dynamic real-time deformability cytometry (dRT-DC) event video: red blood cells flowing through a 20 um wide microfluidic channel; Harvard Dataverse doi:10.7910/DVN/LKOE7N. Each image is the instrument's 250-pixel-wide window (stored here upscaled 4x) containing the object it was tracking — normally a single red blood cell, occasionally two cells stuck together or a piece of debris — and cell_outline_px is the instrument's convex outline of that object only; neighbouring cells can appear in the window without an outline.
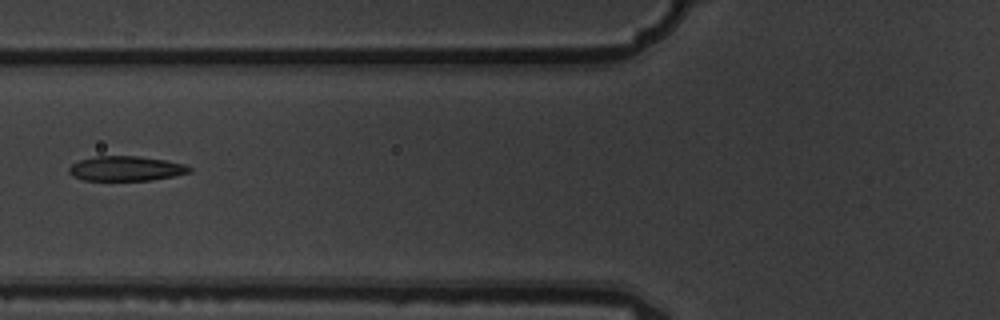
{"species": "common noctule bat (a hibernating species)", "species_latin": "Nyctalus noctula", "temperature_condition": "warm", "stored_images_in_passage": 8, "camera_frame_rate_fps": 3000, "um_per_image_px": 0.085, "animal": {"sex": "male", "body_mass_g": 19.5, "forearm_length_mm": 54.6}, "frame": {"image": 1, "passage_image": 5, "time_ms": 1.333, "image_size_px": [1000, 320], "cell_outline_px": [[192, 172], [176, 176], [152, 180], [84, 180], [72, 176], [68, 172], [68, 168], [72, 164], [80, 160], [96, 156], [140, 156], [164, 160], [184, 164], [192, 168]], "centroid_in_image_um": [10.73, 14.33], "position_along_channel_um": 115.1, "area_um2": 17.46}}
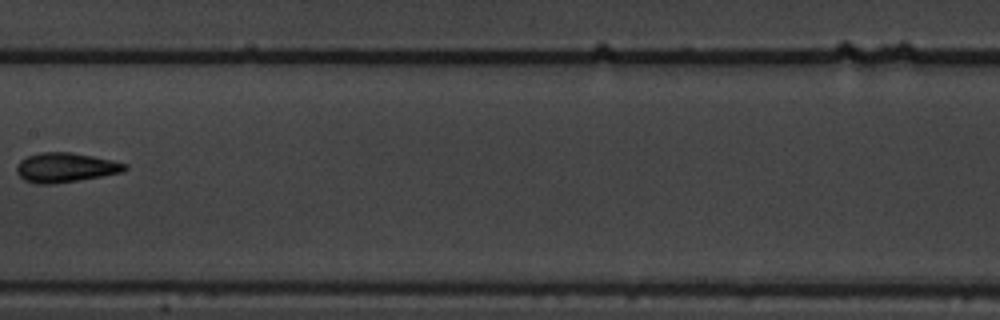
{"frame": {"image": 2, "passage_image": 7, "time_ms": 2.0, "image_size_px": [1000, 320], "cell_outline_px": [[128, 168], [124, 172], [52, 184], [36, 184], [24, 180], [16, 172], [16, 164], [20, 160], [28, 156], [40, 152], [72, 152], [112, 160], [128, 164]], "centroid_in_image_um": [5.55, 14.23], "position_along_channel_um": 201.9, "area_um2": 18.61}}
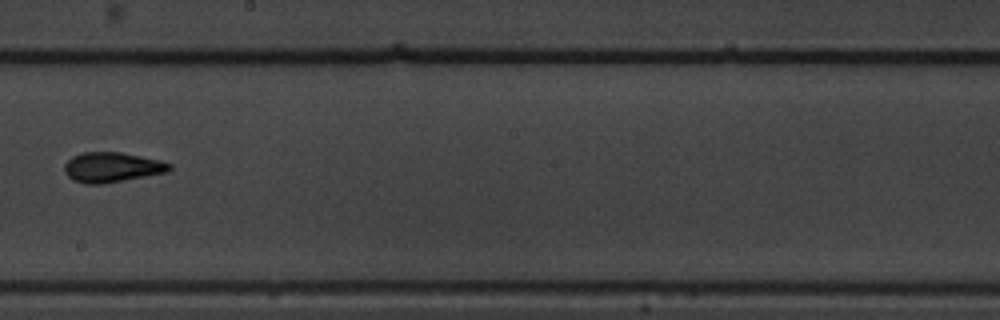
{"frame": {"image": 3, "passage_image": 8, "time_ms": 2.333, "image_size_px": [1000, 320], "cell_outline_px": [[172, 168], [168, 172], [100, 184], [84, 184], [72, 180], [64, 172], [64, 164], [72, 156], [84, 152], [120, 152], [160, 160], [172, 164]], "centroid_in_image_um": [9.49, 14.21], "position_along_channel_um": 238.7, "area_um2": 18.32}}